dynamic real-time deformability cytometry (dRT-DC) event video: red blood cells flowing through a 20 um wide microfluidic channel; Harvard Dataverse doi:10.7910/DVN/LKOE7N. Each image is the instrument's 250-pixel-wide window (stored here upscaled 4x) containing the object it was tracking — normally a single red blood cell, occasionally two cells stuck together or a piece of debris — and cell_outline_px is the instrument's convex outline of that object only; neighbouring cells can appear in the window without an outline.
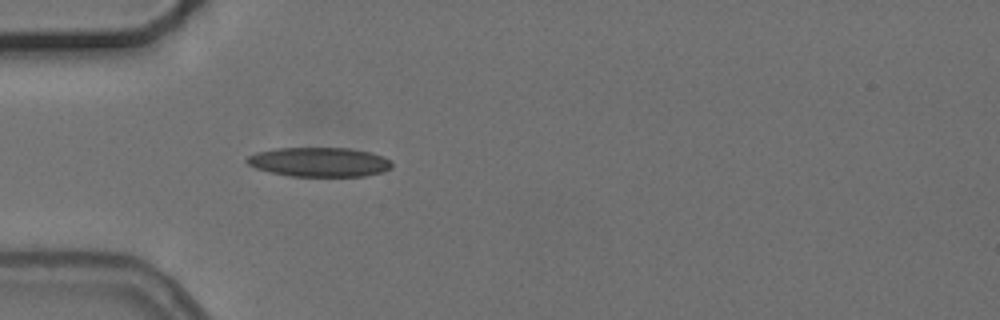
{"species": "common noctule bat (a hibernating species)", "species_latin": "Nyctalus noctula", "temperature_condition": "cold", "stored_images_in_passage": 1, "camera_frame_rate_fps": 3000, "um_per_image_px": 0.085, "animal": {"sex": "female", "body_mass_g": 24.6, "forearm_length_mm": 56.2}, "frame": {"image": 1, "passage_image": 1, "time_ms": 0.0, "image_size_px": [1000, 320], "cell_outline_px": [[392, 168], [384, 172], [364, 176], [292, 176], [272, 172], [256, 168], [248, 164], [244, 160], [248, 156], [256, 152], [272, 148], [352, 148], [384, 156], [392, 164]], "centroid_in_image_um": [27.14, 13.76], "position_along_channel_um": 57.9, "area_um2": 24.85}}